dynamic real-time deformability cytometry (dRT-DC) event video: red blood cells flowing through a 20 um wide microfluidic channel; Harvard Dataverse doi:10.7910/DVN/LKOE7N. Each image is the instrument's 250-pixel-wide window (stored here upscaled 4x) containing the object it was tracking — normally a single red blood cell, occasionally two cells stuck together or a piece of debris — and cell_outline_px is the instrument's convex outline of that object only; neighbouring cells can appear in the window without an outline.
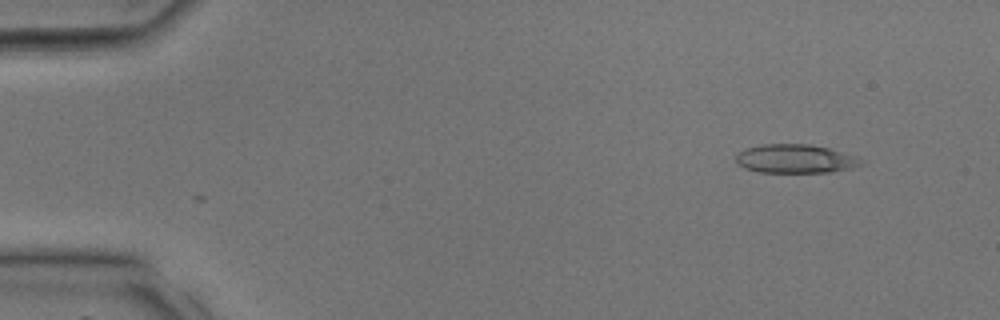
{"species": "common noctule bat (a hibernating species)", "species_latin": "Nyctalus noctula", "temperature_condition": "room temperature", "stored_images_in_passage": 12, "camera_frame_rate_fps": 3000, "um_per_image_px": 0.085, "animal": {"sex": "male", "body_mass_g": 17.9, "forearm_length_mm": 54.2}, "frame": {"image": 1, "passage_image": 4, "time_ms": 1.0, "image_size_px": [1000, 320], "cell_outline_px": [[868, 160], [864, 164], [856, 168], [832, 172], [760, 172], [744, 168], [736, 164], [736, 152], [744, 148], [760, 144], [808, 144], [828, 148], [856, 156]], "centroid_in_image_um": [67.64, 13.5], "position_along_channel_um": 17.4, "area_um2": 21.44}}
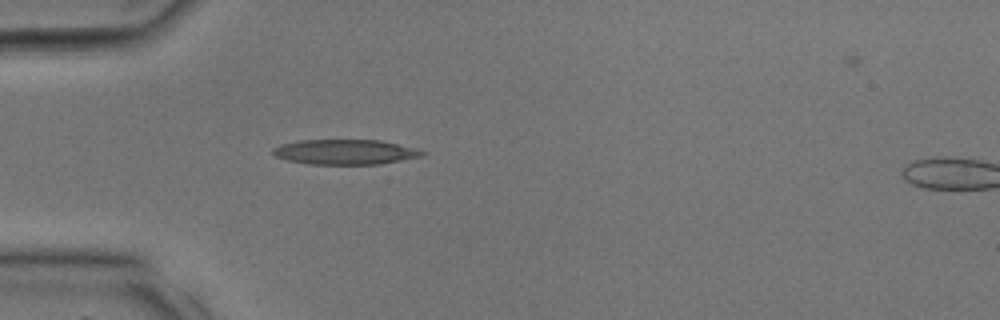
{"frame": {"image": 2, "passage_image": 11, "time_ms": 3.333, "image_size_px": [1000, 320], "cell_outline_px": [[428, 152], [424, 156], [380, 164], [308, 164], [288, 160], [276, 156], [272, 152], [272, 148], [280, 144], [300, 140], [380, 140]], "centroid_in_image_um": [29.32, 12.92], "position_along_channel_um": 55.7, "area_um2": 21.68}}